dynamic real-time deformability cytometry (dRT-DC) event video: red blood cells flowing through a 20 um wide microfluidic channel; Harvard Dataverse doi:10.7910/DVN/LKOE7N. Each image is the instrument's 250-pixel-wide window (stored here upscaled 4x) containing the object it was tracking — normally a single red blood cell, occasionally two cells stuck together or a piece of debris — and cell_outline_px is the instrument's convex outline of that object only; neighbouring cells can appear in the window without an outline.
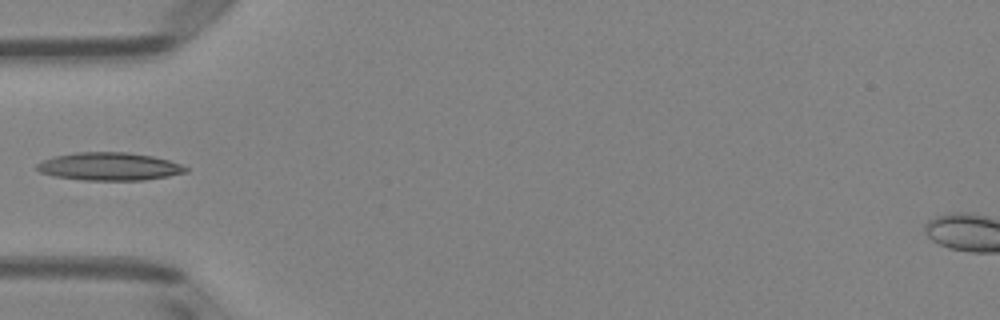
{"species": "Egyptian fruit bat (a non-hibernating species)", "species_latin": "Rousettus aegyptiacus", "temperature_condition": "room temperature", "stored_images_in_passage": 22, "camera_frame_rate_fps": 3000, "um_per_image_px": 0.085, "animal": {"sex": "female"}, "frame": {"image": 1, "passage_image": 1, "time_ms": 0.0, "image_size_px": [1000, 320], "cell_outline_px": [[188, 172], [168, 176], [144, 180], [80, 180], [52, 176], [40, 172], [36, 168], [36, 164], [44, 160], [56, 156], [76, 152], [128, 152], [152, 156], [168, 160], [180, 164], [188, 168]], "centroid_in_image_um": [9.28, 14.15], "position_along_channel_um": 75.7, "area_um2": 24.22}}
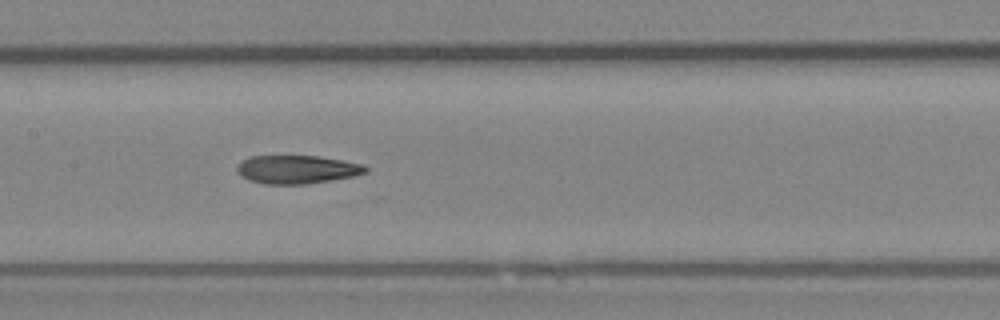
{"frame": {"image": 2, "passage_image": 9, "time_ms": 2.667, "image_size_px": [1000, 320], "cell_outline_px": [[368, 172], [352, 176], [304, 184], [264, 184], [248, 180], [240, 176], [236, 172], [236, 168], [240, 160], [252, 156], [316, 156], [364, 164], [368, 168]], "centroid_in_image_um": [25.18, 14.4], "position_along_channel_um": 182.2, "area_um2": 21.21}}
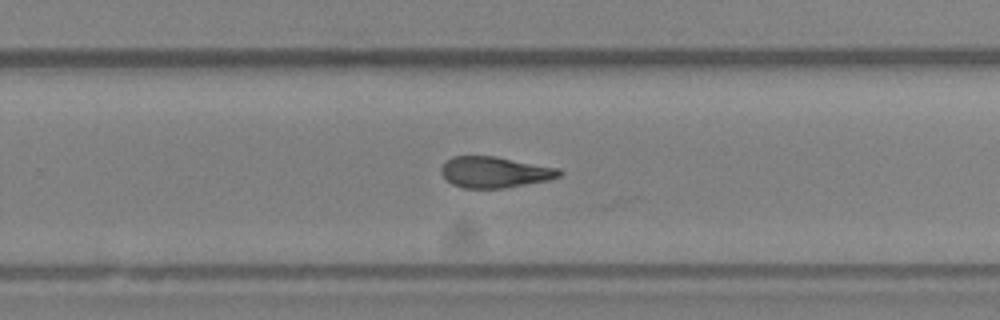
{"frame": {"image": 3, "passage_image": 17, "time_ms": 5.333, "image_size_px": [1000, 320], "cell_outline_px": [[564, 172], [560, 176], [548, 180], [504, 188], [464, 188], [452, 184], [440, 172], [440, 168], [452, 156], [496, 156], [560, 168]], "centroid_in_image_um": [42.08, 14.63], "position_along_channel_um": 287.7, "area_um2": 21.39}}